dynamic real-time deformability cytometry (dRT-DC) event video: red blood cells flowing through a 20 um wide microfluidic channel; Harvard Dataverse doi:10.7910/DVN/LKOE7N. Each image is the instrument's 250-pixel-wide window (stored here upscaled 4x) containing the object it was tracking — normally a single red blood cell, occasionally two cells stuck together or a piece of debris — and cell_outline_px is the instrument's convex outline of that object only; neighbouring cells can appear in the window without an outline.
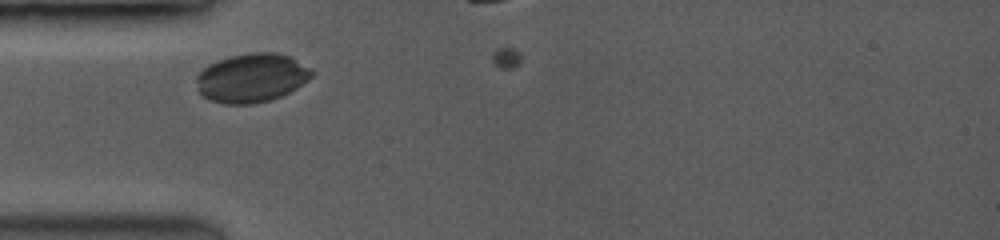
{"species": "common noctule bat (a hibernating species)", "species_latin": "Nyctalus noctula", "temperature_condition": "room temperature", "stored_images_in_passage": 6, "camera_frame_rate_fps": 3500, "um_per_image_px": 0.085, "animal": {"sex": "female", "body_mass_g": 19.0, "forearm_length_mm": 53.3}, "frame": {"image": 1, "passage_image": 4, "time_ms": 1.143, "image_size_px": [1000, 240], "cell_outline_px": [[316, 72], [308, 80], [296, 88], [280, 96], [268, 100], [252, 104], [228, 104], [212, 100], [204, 96], [200, 92], [196, 80], [196, 76], [208, 64], [216, 60], [248, 52], [276, 52], [288, 56]], "centroid_in_image_um": [21.39, 6.6], "position_along_channel_um": 63.6, "area_um2": 32.54}}